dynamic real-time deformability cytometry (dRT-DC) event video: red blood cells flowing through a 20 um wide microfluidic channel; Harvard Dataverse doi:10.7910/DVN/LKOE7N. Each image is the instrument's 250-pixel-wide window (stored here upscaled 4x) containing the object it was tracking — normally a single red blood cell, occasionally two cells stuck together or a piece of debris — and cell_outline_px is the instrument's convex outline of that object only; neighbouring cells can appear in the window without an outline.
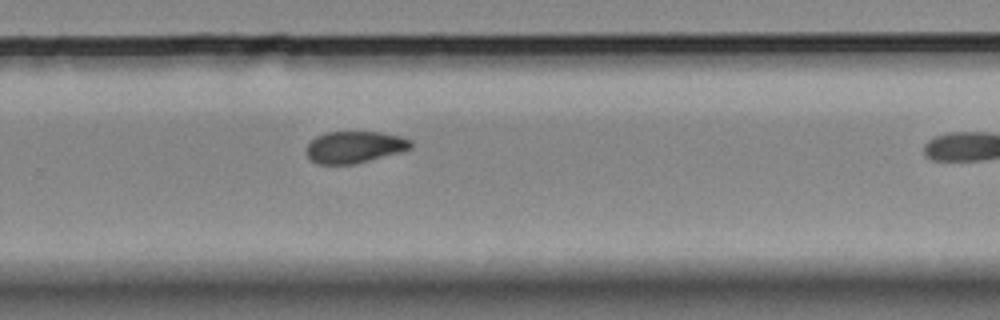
{"species": "Egyptian fruit bat (a non-hibernating species)", "species_latin": "Rousettus aegyptiacus", "temperature_condition": "room temperature", "stored_images_in_passage": 9, "camera_frame_rate_fps": 3000, "um_per_image_px": 0.085, "animal": {"sex": "female"}, "frame": {"image": 1, "passage_image": 9, "time_ms": 9.0, "image_size_px": [1000, 320], "cell_outline_px": [[412, 148], [400, 152], [352, 164], [320, 164], [312, 160], [304, 152], [304, 148], [316, 136], [328, 132], [380, 132], [400, 136], [412, 140]], "centroid_in_image_um": [30.12, 12.49], "position_along_channel_um": 299.7, "area_um2": 19.25}}